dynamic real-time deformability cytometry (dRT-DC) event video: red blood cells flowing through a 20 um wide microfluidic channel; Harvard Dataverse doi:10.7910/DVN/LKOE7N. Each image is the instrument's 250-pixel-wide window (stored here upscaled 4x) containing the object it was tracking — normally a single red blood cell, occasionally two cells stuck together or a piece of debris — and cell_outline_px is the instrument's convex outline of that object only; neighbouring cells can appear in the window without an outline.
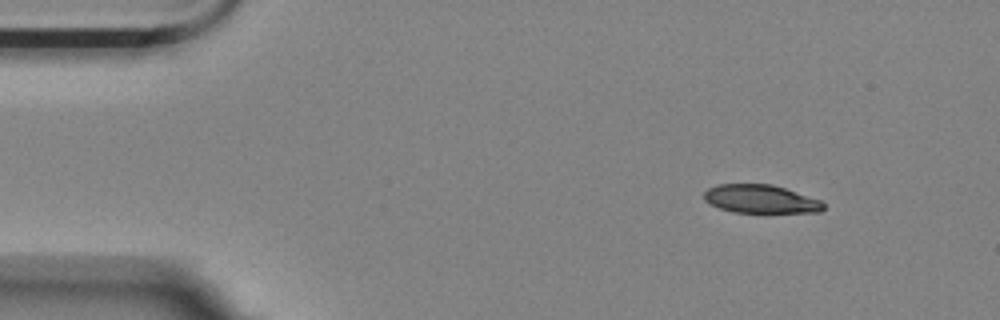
{"species": "Egyptian fruit bat (a non-hibernating species)", "species_latin": "Rousettus aegyptiacus", "temperature_condition": "room temperature", "stored_images_in_passage": 3, "camera_frame_rate_fps": 3000, "um_per_image_px": 0.085, "animal": {"sex": "female"}, "frame": {"image": 1, "passage_image": 1, "time_ms": 0.0, "image_size_px": [1000, 320], "cell_outline_px": [[824, 208], [820, 212], [732, 212], [708, 204], [704, 200], [704, 192], [708, 188], [720, 184], [772, 184], [820, 200], [824, 204]], "centroid_in_image_um": [64.61, 16.91], "position_along_channel_um": 20.4, "area_um2": 19.59}}